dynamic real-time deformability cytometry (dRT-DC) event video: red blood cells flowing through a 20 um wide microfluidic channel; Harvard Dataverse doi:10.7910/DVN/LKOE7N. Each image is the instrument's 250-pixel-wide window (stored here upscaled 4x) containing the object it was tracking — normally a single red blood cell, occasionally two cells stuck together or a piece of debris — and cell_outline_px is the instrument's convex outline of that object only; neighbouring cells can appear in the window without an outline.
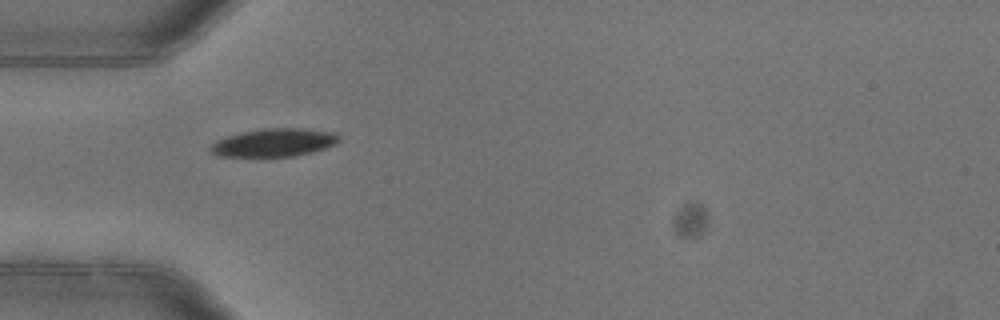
{"species": "common noctule bat (a hibernating species)", "species_latin": "Nyctalus noctula", "temperature_condition": "warm", "stored_images_in_passage": 2, "camera_frame_rate_fps": 3000, "um_per_image_px": 0.085, "animal": {"sex": "female"}, "frame": {"image": 1, "passage_image": 1, "time_ms": 0.0, "image_size_px": [1000, 320], "cell_outline_px": [[340, 140], [336, 144], [312, 152], [296, 156], [220, 156], [212, 152], [208, 148], [216, 140], [228, 136], [244, 132], [264, 128], [304, 128], [332, 132], [340, 136]], "centroid_in_image_um": [23.32, 12.11], "position_along_channel_um": 61.7, "area_um2": 20.87}}